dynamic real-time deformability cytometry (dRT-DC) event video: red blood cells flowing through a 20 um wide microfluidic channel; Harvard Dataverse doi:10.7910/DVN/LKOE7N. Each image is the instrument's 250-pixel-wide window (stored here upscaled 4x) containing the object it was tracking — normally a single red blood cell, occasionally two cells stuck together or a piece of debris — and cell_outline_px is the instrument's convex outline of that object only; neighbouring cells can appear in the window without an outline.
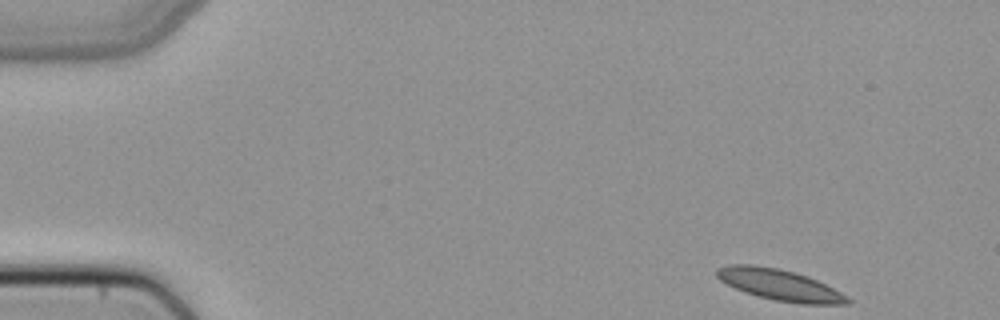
{"species": "common noctule bat (a hibernating species)", "species_latin": "Nyctalus noctula", "temperature_condition": "cold", "stored_images_in_passage": 47, "camera_frame_rate_fps": 3000, "um_per_image_px": 0.085, "animal": {"sex": "female", "body_mass_g": 22.7, "forearm_length_mm": 54.2}, "frame": {"image": 1, "passage_image": 1, "time_ms": 0.0, "image_size_px": [1000, 320], "cell_outline_px": [[852, 300], [848, 304], [800, 304], [776, 300], [756, 296], [736, 288], [720, 280], [716, 276], [716, 268], [728, 264], [756, 264], [780, 268], [796, 272], [808, 276], [848, 296]], "centroid_in_image_um": [66.26, 24.2], "position_along_channel_um": 18.7, "area_um2": 23.81}}
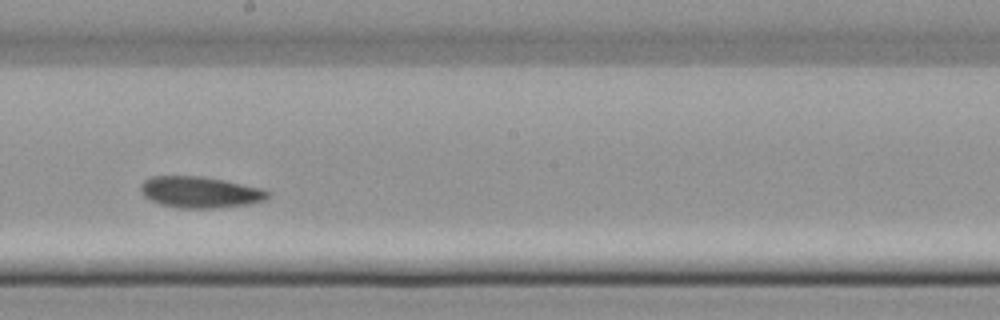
{"frame": {"image": 2, "passage_image": 25, "time_ms": 8.0, "image_size_px": [1000, 320], "cell_outline_px": [[272, 192], [264, 200], [252, 204], [216, 208], [180, 208], [160, 204], [144, 196], [140, 192], [140, 184], [144, 180], [152, 176], [204, 176], [264, 188]], "centroid_in_image_um": [17.04, 16.33], "position_along_channel_um": 231.2, "area_um2": 23.47}}
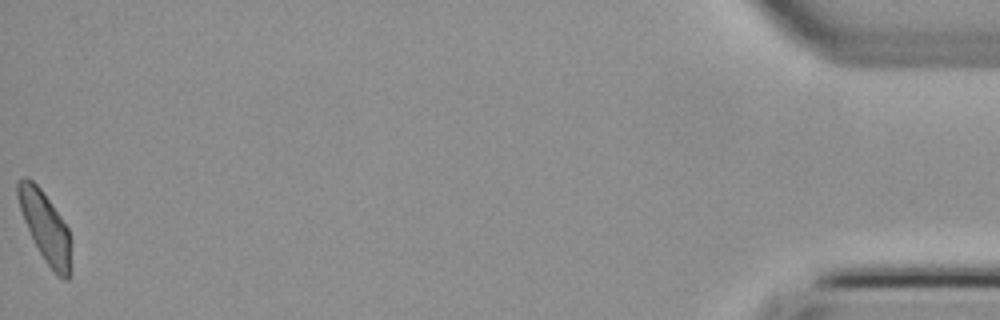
{"frame": {"image": 3, "passage_image": 47, "time_ms": 15.333, "image_size_px": [1000, 320], "cell_outline_px": [[72, 276], [68, 280], [64, 280], [56, 276], [52, 272], [44, 260], [24, 220], [16, 196], [16, 184], [24, 176], [28, 176], [40, 188], [60, 216], [68, 228], [72, 240]], "centroid_in_image_um": [3.91, 19.38], "position_along_channel_um": 431.3, "area_um2": 22.14}}